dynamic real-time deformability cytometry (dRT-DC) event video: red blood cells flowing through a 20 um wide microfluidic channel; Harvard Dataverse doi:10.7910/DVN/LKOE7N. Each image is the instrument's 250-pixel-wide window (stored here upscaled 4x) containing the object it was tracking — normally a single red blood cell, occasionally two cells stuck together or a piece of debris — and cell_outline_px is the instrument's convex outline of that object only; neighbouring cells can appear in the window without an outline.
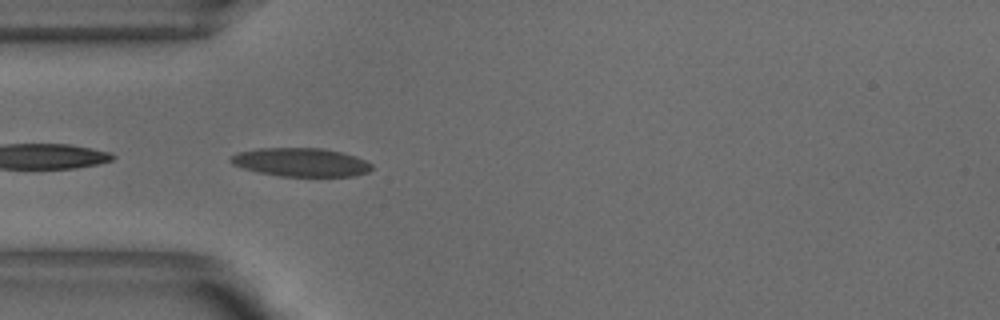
{"species": "common noctule bat (a hibernating species)", "species_latin": "Nyctalus noctula", "temperature_condition": "warm", "stored_images_in_passage": 37, "camera_frame_rate_fps": 3000, "um_per_image_px": 0.085, "animal": {"sex": "male", "body_mass_g": 18.8}, "frame": {"image": 1, "passage_image": 1, "time_ms": 0.0, "image_size_px": [1000, 320], "cell_outline_px": [[372, 168], [368, 172], [356, 176], [280, 176], [260, 172], [244, 168], [232, 164], [228, 160], [232, 156], [240, 152], [256, 148], [320, 148], [340, 152], [356, 156], [372, 164]], "centroid_in_image_um": [25.59, 13.79], "position_along_channel_um": 59.4, "area_um2": 23.29}}
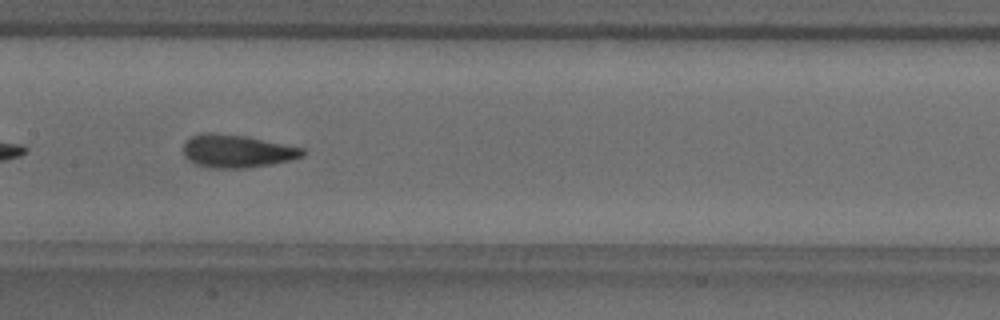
{"frame": {"image": 2, "passage_image": 11, "time_ms": 3.333, "image_size_px": [1000, 320], "cell_outline_px": [[308, 152], [304, 156], [272, 164], [248, 168], [212, 168], [196, 164], [188, 160], [184, 156], [184, 144], [192, 136], [204, 132], [208, 132], [244, 136], [304, 148]], "centroid_in_image_um": [20.16, 12.85], "position_along_channel_um": 187.2, "area_um2": 22.77}}
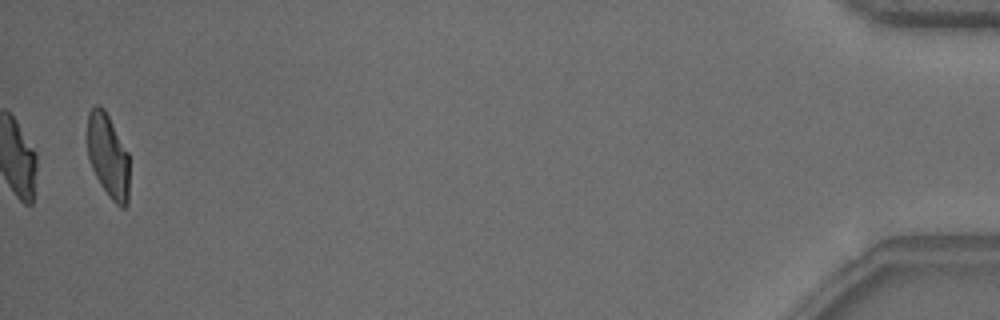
{"frame": {"image": 3, "passage_image": 37, "time_ms": 12.0, "image_size_px": [1000, 320], "cell_outline_px": [[128, 204], [124, 208], [120, 208], [108, 196], [100, 184], [88, 160], [88, 112], [96, 104], [100, 104], [104, 108], [128, 152]], "centroid_in_image_um": [9.18, 13.26], "position_along_channel_um": 426.0, "area_um2": 20.52}, "authors_computed_cell_mechanics": {"area_um2": 22.3108, "velocity_mm_per_s": 3.8388, "shape_relaxation_time_tau1_ms": 5.3466, "shape_relaxation_time_tau2_ms": 1.2535, "deformation_change_tau1": 0.1727, "deformation_change_tau2": 0.099}}